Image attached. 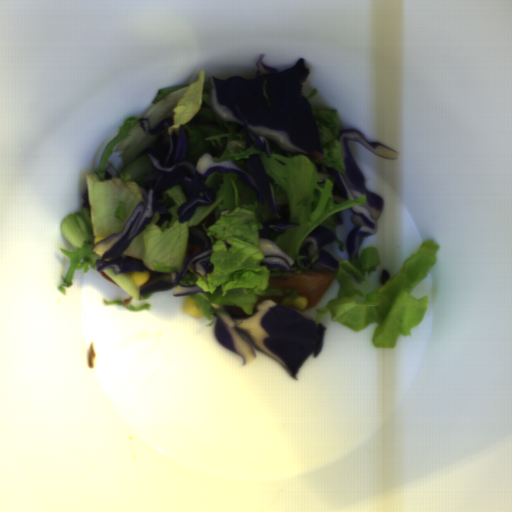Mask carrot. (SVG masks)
<instances>
[{
  "label": "carrot",
  "instance_id": "carrot-1",
  "mask_svg": "<svg viewBox=\"0 0 512 512\" xmlns=\"http://www.w3.org/2000/svg\"><path fill=\"white\" fill-rule=\"evenodd\" d=\"M200 251H201V246L199 244L195 245L191 258L193 256H195L196 254H198Z\"/></svg>",
  "mask_w": 512,
  "mask_h": 512
},
{
  "label": "carrot",
  "instance_id": "carrot-2",
  "mask_svg": "<svg viewBox=\"0 0 512 512\" xmlns=\"http://www.w3.org/2000/svg\"><path fill=\"white\" fill-rule=\"evenodd\" d=\"M193 246L194 245H191V244L188 243L185 255L188 254L189 252H191Z\"/></svg>",
  "mask_w": 512,
  "mask_h": 512
}]
</instances>
